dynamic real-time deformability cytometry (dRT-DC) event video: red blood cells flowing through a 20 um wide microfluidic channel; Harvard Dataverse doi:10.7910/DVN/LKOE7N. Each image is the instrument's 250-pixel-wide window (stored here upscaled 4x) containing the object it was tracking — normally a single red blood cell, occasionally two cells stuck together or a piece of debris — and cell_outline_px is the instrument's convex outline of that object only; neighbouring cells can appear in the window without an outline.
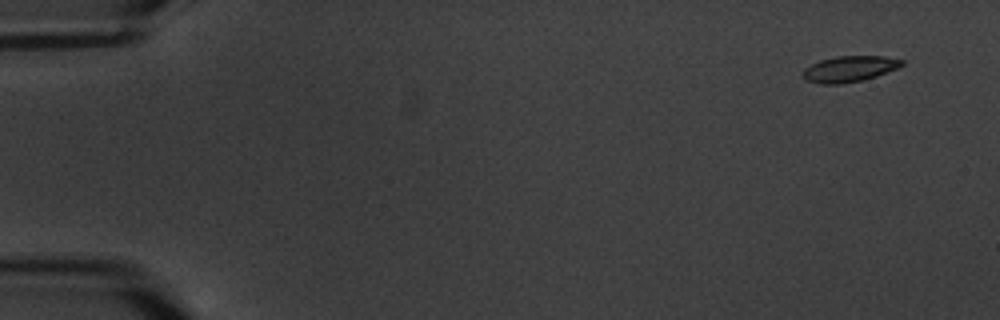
{"species": "common noctule bat (a hibernating species)", "species_latin": "Nyctalus noctula", "temperature_condition": "warm", "stored_images_in_passage": 15, "camera_frame_rate_fps": 3000, "um_per_image_px": 0.085, "animal": {"sex": "male", "body_mass_g": 20.1, "forearm_length_mm": 53.5}, "frame": {"image": 1, "passage_image": 1, "time_ms": 0.0, "image_size_px": [1000, 320], "cell_outline_px": [[904, 64], [896, 68], [876, 76], [864, 80], [840, 84], [820, 84], [808, 80], [804, 76], [804, 68], [820, 60], [836, 56], [884, 56], [904, 60]], "centroid_in_image_um": [72.22, 5.85], "position_along_channel_um": 12.8, "area_um2": 14.8}}
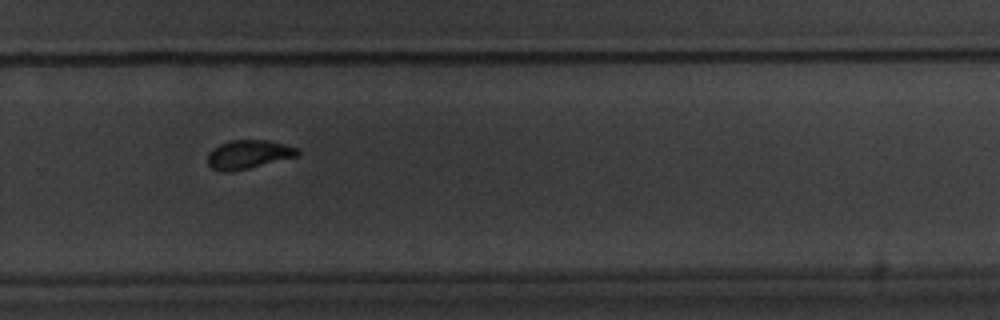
{"frame": {"image": 2, "passage_image": 11, "time_ms": 12.667, "image_size_px": [1000, 320], "cell_outline_px": [[300, 156], [232, 172], [220, 172], [212, 168], [208, 164], [208, 152], [212, 148], [220, 144], [232, 140], [268, 140], [300, 148]], "centroid_in_image_um": [21.14, 13.13], "position_along_channel_um": 308.7, "area_um2": 15.32}}
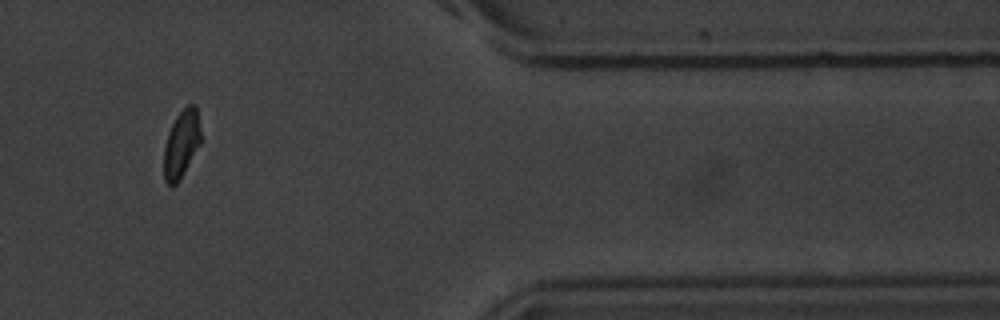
{"frame": {"image": 3, "passage_image": 14, "time_ms": 16.0, "image_size_px": [1000, 320], "cell_outline_px": [[200, 144], [180, 180], [176, 184], [168, 184], [164, 180], [164, 148], [168, 132], [176, 116], [188, 104], [196, 104], [200, 132]], "centroid_in_image_um": [15.41, 12.23], "position_along_channel_um": 396.0, "area_um2": 14.39}, "authors_computed_cell_mechanics": {"area_um2": 15.317, "velocity_mm_per_s": 3.3725, "shape_relaxation_time_tau1_ms": 2.4037, "shape_relaxation_time_tau2_ms": 0.5389, "deformation_change_tau1": 0.119, "deformation_change_tau2": 0.0331}}